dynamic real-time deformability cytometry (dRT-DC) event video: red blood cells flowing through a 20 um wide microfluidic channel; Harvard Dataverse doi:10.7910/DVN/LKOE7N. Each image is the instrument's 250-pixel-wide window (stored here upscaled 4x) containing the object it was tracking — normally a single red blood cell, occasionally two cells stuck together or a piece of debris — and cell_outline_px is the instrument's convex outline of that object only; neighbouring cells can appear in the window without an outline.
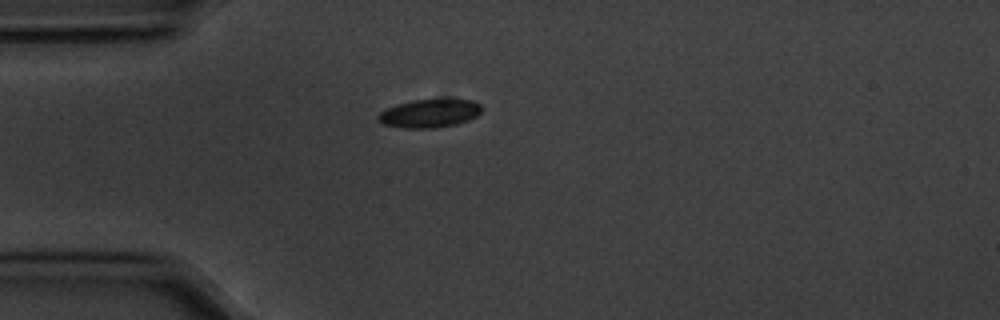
{"species": "common noctule bat (a hibernating species)", "species_latin": "Nyctalus noctula", "temperature_condition": "cold", "stored_images_in_passage": 42, "camera_frame_rate_fps": 3000, "um_per_image_px": 0.085, "animal": {"sex": "male", "body_mass_g": 20.1, "forearm_length_mm": 53.5}, "frame": {"image": 1, "passage_image": 1, "time_ms": 0.0, "image_size_px": [1000, 320], "cell_outline_px": [[480, 112], [476, 116], [468, 120], [456, 124], [432, 128], [404, 128], [384, 124], [376, 120], [376, 116], [380, 112], [396, 104], [412, 100], [472, 100], [480, 104]], "centroid_in_image_um": [36.46, 9.64], "position_along_channel_um": 48.5, "area_um2": 16.88}}
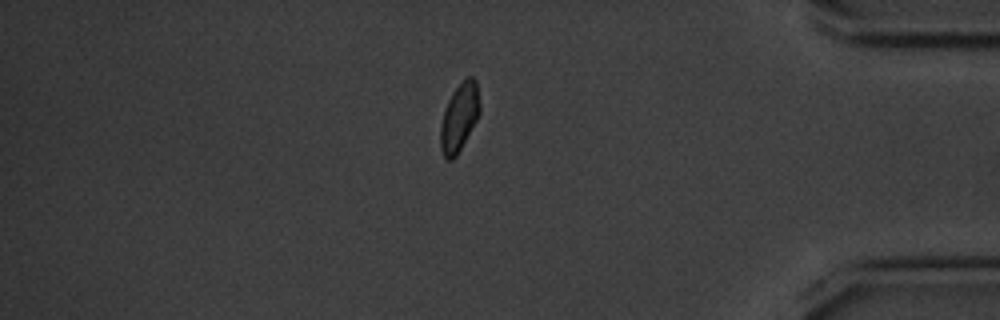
{"frame": {"image": 2, "passage_image": 34, "time_ms": 11.0, "image_size_px": [1000, 320], "cell_outline_px": [[480, 112], [476, 120], [456, 156], [452, 160], [448, 160], [444, 156], [440, 148], [440, 124], [444, 108], [452, 92], [468, 76], [472, 76], [476, 80], [480, 104]], "centroid_in_image_um": [39.02, 9.96], "position_along_channel_um": 396.2, "area_um2": 15.49}}
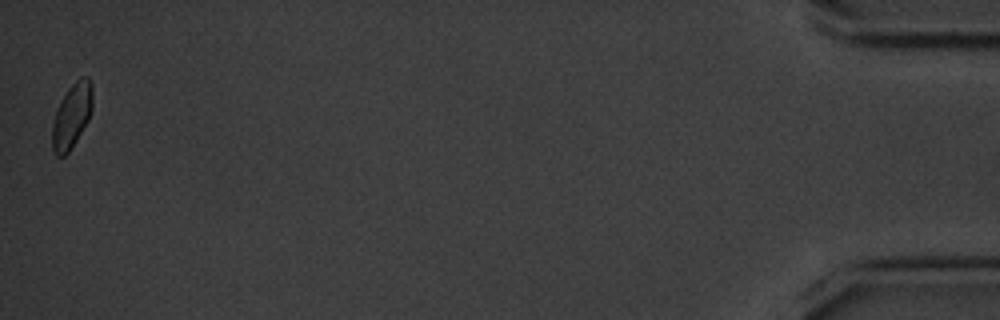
{"frame": {"image": 3, "passage_image": 42, "time_ms": 13.667, "image_size_px": [1000, 320], "cell_outline_px": [[92, 108], [88, 120], [76, 140], [68, 152], [64, 156], [56, 156], [52, 148], [52, 124], [56, 108], [60, 100], [68, 88], [80, 76], [88, 76], [92, 84]], "centroid_in_image_um": [6.09, 9.8], "position_along_channel_um": 429.1, "area_um2": 15.26}, "authors_computed_cell_mechanics": {"area_um2": 15.895, "velocity_mm_per_s": 3.5512, "shape_relaxation_time_tau1_ms": 3.6617, "shape_relaxation_time_tau2_ms": null, "deformation_change_tau1": 0.108, "deformation_change_tau2": null}}